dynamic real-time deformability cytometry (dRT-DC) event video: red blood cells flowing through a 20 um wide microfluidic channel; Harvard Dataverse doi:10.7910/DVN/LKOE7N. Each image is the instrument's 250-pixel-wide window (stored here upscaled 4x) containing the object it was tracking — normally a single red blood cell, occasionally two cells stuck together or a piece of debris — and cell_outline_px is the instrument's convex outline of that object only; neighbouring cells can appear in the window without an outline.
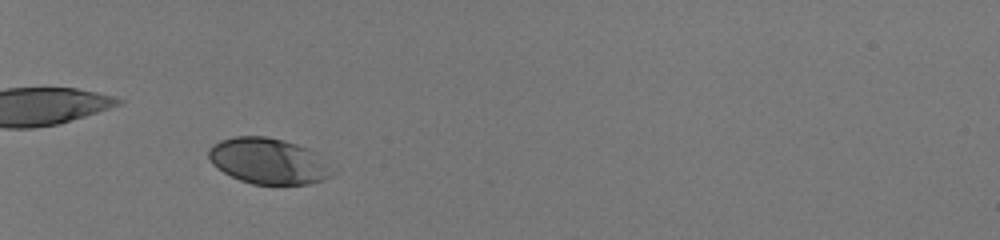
{"species": "human", "species_latin": "Homo sapiens", "temperature_condition": "room temperature", "stored_images_in_passage": 41, "camera_frame_rate_fps": 3000, "um_per_image_px": 0.085, "donor": {"sex": "male"}, "frame": {"image": 1, "passage_image": 10, "time_ms": 3.0, "image_size_px": [1000, 240], "cell_outline_px": [[336, 172], [332, 176], [324, 180], [308, 184], [280, 188], [252, 184], [240, 180], [224, 172], [212, 164], [208, 156], [208, 148], [220, 140], [232, 136], [264, 136], [284, 140], [308, 148], [316, 152]], "centroid_in_image_um": [22.85, 13.74], "position_along_channel_um": 62.2, "area_um2": 34.04}}
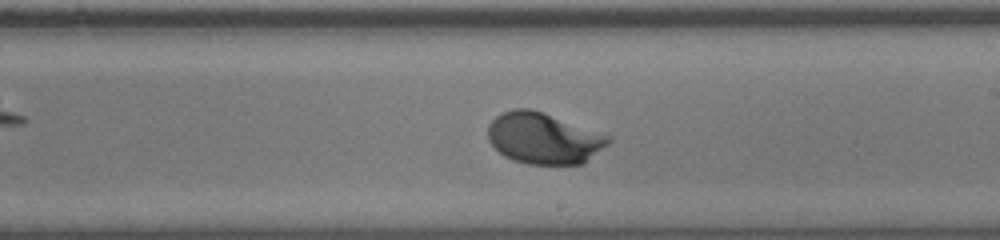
{"frame": {"image": 2, "passage_image": 26, "time_ms": 8.333, "image_size_px": [1000, 240], "cell_outline_px": [[612, 140], [608, 144], [584, 164], [528, 164], [512, 160], [504, 156], [488, 140], [488, 124], [500, 112], [512, 108], [532, 108], [544, 112], [612, 136]], "centroid_in_image_um": [46.22, 11.74], "position_along_channel_um": 242.8, "area_um2": 36.3}}
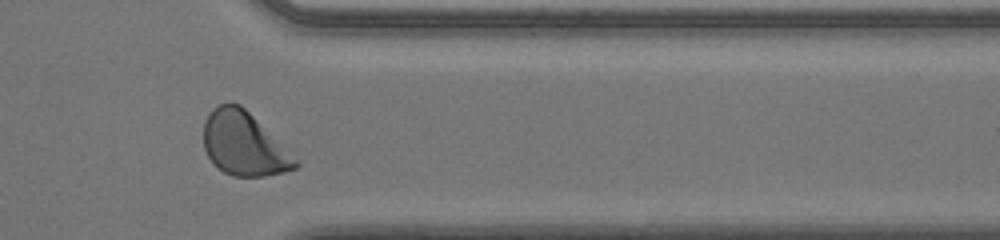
{"frame": {"image": 3, "passage_image": 37, "time_ms": 12.0, "image_size_px": [1000, 240], "cell_outline_px": [[300, 164], [296, 168], [264, 176], [232, 176], [224, 172], [208, 156], [204, 148], [204, 124], [212, 108], [220, 104], [232, 100], [240, 104], [300, 160]], "centroid_in_image_um": [20.75, 12.21], "position_along_channel_um": 390.7, "area_um2": 33.87}, "authors_computed_cell_mechanics": {"area_um2": 34.6222, "velocity_mm_per_s": 4.0031, "shape_relaxation_time_tau1_ms": 1.8265, "shape_relaxation_time_tau2_ms": null, "deformation_change_tau1": 0.1376, "deformation_change_tau2": null}}